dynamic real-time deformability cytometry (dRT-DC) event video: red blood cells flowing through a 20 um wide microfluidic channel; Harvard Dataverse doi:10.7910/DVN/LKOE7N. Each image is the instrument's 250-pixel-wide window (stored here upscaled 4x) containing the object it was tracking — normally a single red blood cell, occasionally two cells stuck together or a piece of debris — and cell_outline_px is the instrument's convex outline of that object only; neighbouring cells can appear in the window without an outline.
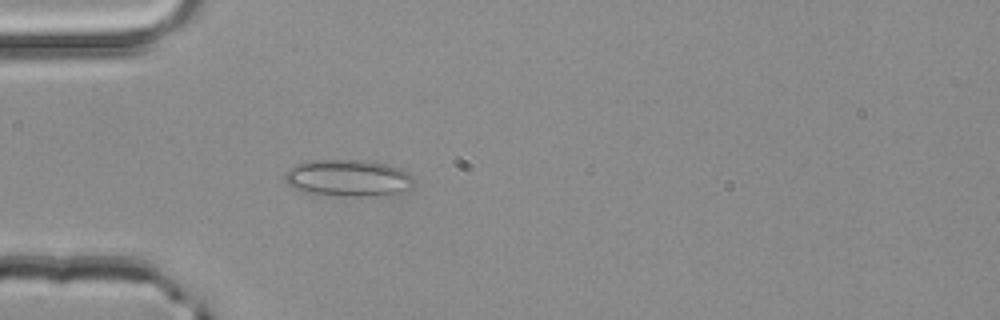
{"species": "common noctule bat (a hibernating species)", "species_latin": "Nyctalus noctula", "temperature_condition": "room temperature", "stored_images_in_passage": 2, "camera_frame_rate_fps": 3000, "um_per_image_px": 0.085, "animal": {"sex": "male", "body_mass_g": 20.4}, "frame": {"image": 1, "passage_image": 2, "time_ms": 0.333, "image_size_px": [1000, 320], "cell_outline_px": [[416, 180], [412, 184], [392, 196], [344, 196], [304, 192], [288, 184], [284, 176], [288, 168], [296, 164], [308, 160], [364, 160], [384, 164], [400, 168], [408, 172]], "centroid_in_image_um": [29.6, 15.13], "position_along_channel_um": 55.4, "area_um2": 27.74}}